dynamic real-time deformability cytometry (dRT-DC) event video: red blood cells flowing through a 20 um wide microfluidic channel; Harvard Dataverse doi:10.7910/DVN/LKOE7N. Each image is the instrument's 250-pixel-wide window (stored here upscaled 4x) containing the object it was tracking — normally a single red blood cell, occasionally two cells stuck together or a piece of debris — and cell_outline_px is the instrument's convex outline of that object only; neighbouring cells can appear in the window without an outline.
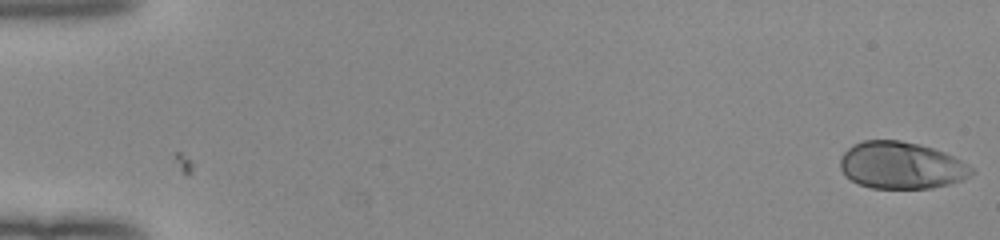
{"species": "human", "species_latin": "Homo sapiens", "temperature_condition": "room temperature", "stored_images_in_passage": 52, "camera_frame_rate_fps": 3000, "um_per_image_px": 0.085, "donor": {"sex": "female"}, "frame": {"image": 1, "passage_image": 1, "time_ms": 0.0, "image_size_px": [1000, 240], "cell_outline_px": [[976, 172], [964, 180], [932, 188], [872, 188], [860, 184], [844, 176], [840, 168], [840, 156], [852, 144], [864, 140], [900, 140], [920, 144], [944, 152], [968, 164]], "centroid_in_image_um": [76.6, 14.05], "position_along_channel_um": 8.4, "area_um2": 36.18}}
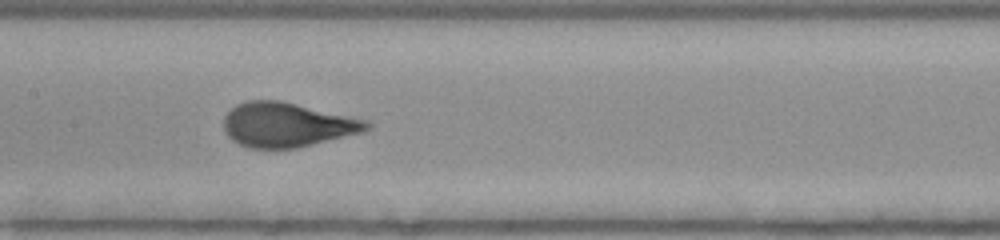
{"frame": {"image": 2, "passage_image": 27, "time_ms": 8.667, "image_size_px": [1000, 240], "cell_outline_px": [[372, 128], [364, 132], [296, 148], [248, 148], [232, 140], [224, 132], [224, 116], [236, 104], [248, 100], [280, 100], [368, 120], [372, 124]], "centroid_in_image_um": [24.41, 10.6], "position_along_channel_um": 183.0, "area_um2": 37.17}}
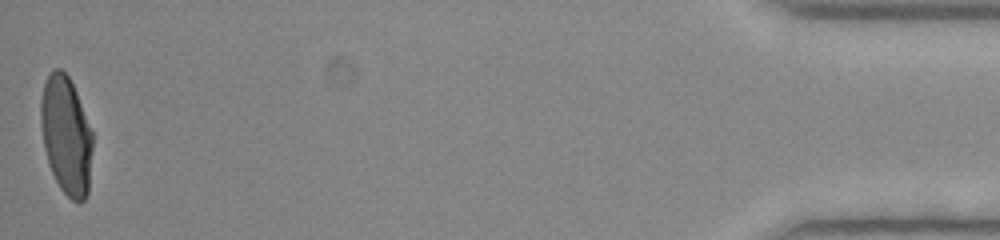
{"frame": {"image": 3, "passage_image": 52, "time_ms": 17.0, "image_size_px": [1000, 240], "cell_outline_px": [[92, 148], [88, 192], [84, 200], [80, 204], [72, 200], [60, 188], [48, 164], [44, 148], [40, 124], [40, 100], [44, 84], [52, 68], [60, 68], [68, 76], [76, 92], [92, 132]], "centroid_in_image_um": [5.61, 11.51], "position_along_channel_um": 429.6, "area_um2": 35.66}, "authors_computed_cell_mechanics": {"area_um2": 36.125, "velocity_mm_per_s": 4.0026, "shape_relaxation_time_tau1_ms": 3.7832, "shape_relaxation_time_tau2_ms": null, "deformation_change_tau1": 0.211, "deformation_change_tau2": null}}